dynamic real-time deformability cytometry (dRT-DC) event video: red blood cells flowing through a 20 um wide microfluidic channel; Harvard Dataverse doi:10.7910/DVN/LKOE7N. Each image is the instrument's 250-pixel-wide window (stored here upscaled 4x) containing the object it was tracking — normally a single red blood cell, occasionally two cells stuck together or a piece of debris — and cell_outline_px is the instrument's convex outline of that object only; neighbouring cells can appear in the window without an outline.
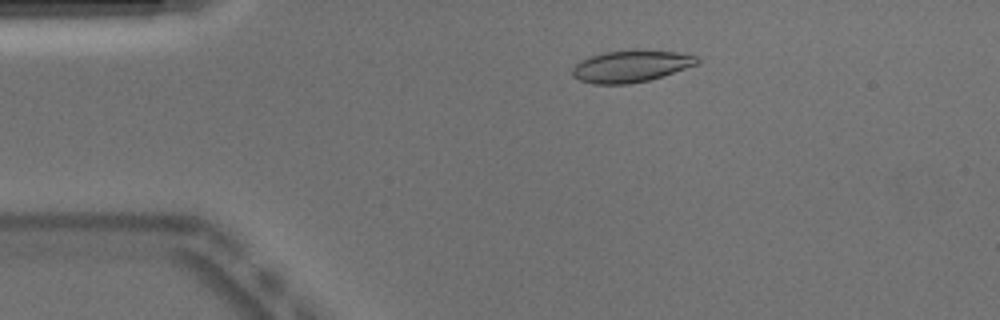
{"species": "Egyptian fruit bat (a non-hibernating species)", "species_latin": "Rousettus aegyptiacus", "temperature_condition": "warm", "stored_images_in_passage": 51, "camera_frame_rate_fps": 3000, "um_per_image_px": 0.085, "animal": {"sex": "male"}, "frame": {"image": 1, "passage_image": 10, "time_ms": 3.0, "image_size_px": [1000, 320], "cell_outline_px": [[700, 60], [696, 64], [664, 76], [648, 80], [628, 84], [592, 84], [580, 80], [572, 76], [572, 68], [580, 60], [588, 56], [604, 52], [636, 48], [676, 52], [696, 56]], "centroid_in_image_um": [53.59, 5.61], "position_along_channel_um": 31.4, "area_um2": 23.52}}
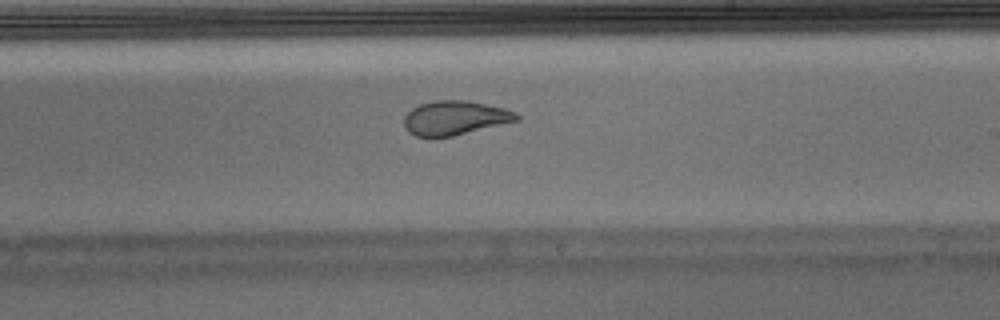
{"frame": {"image": 2, "passage_image": 30, "time_ms": 9.667, "image_size_px": [1000, 320], "cell_outline_px": [[520, 120], [452, 136], [416, 136], [408, 132], [404, 128], [404, 116], [412, 108], [420, 104], [436, 100], [468, 100], [504, 108], [516, 112], [520, 116]], "centroid_in_image_um": [38.67, 10.01], "position_along_channel_um": 250.3, "area_um2": 22.37}}
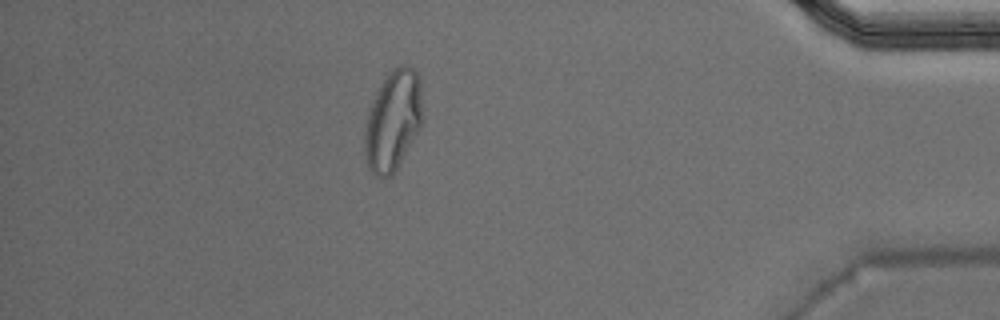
{"frame": {"image": 3, "passage_image": 45, "time_ms": 14.667, "image_size_px": [1000, 320], "cell_outline_px": [[424, 120], [420, 128], [392, 176], [376, 176], [368, 168], [364, 152], [364, 132], [368, 116], [372, 104], [388, 72], [392, 68], [400, 64], [408, 64], [420, 76]], "centroid_in_image_um": [33.44, 10.23], "position_along_channel_um": 401.8, "area_um2": 33.87}, "authors_computed_cell_mechanics": {"area_um2": 23.2356, "velocity_mm_per_s": 3.918, "shape_relaxation_time_tau1_ms": null, "shape_relaxation_time_tau2_ms": 0.7895, "deformation_change_tau1": null, "deformation_change_tau2": 0.0593}}